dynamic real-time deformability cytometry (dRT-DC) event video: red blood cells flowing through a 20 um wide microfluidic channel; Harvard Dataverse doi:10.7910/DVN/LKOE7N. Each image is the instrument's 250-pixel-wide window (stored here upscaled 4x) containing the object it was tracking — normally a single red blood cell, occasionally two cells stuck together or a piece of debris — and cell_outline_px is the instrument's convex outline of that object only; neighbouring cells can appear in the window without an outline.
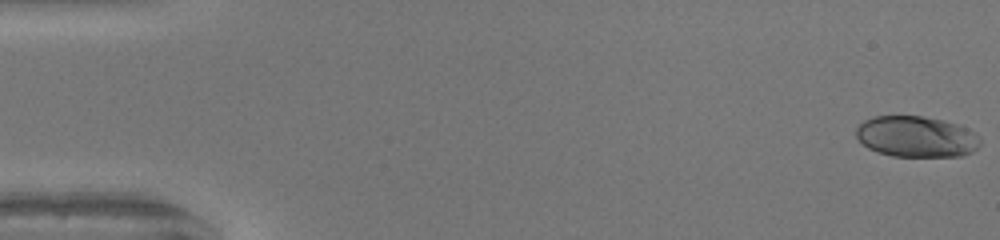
{"species": "human", "species_latin": "Homo sapiens", "temperature_condition": "warm", "stored_images_in_passage": 50, "camera_frame_rate_fps": 3000, "um_per_image_px": 0.085, "donor": {"sex": "female"}, "frame": {"image": 1, "passage_image": 1, "time_ms": 0.0, "image_size_px": [1000, 240], "cell_outline_px": [[980, 144], [972, 152], [960, 156], [892, 156], [876, 152], [868, 148], [856, 136], [856, 128], [864, 120], [872, 116], [924, 116], [956, 124], [968, 128], [980, 140]], "centroid_in_image_um": [77.85, 11.62], "position_along_channel_um": 7.1, "area_um2": 29.48}}
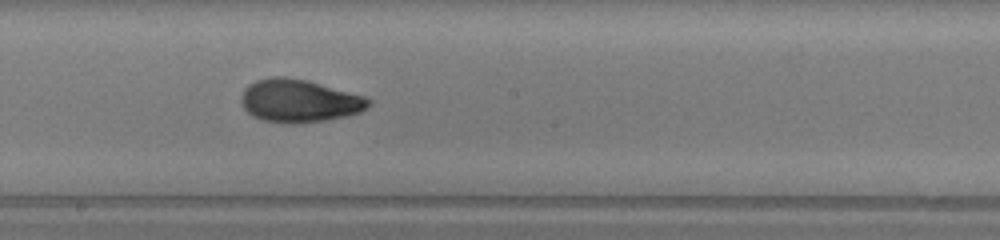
{"frame": {"image": 2, "passage_image": 28, "time_ms": 9.0, "image_size_px": [1000, 240], "cell_outline_px": [[372, 104], [368, 108], [360, 112], [348, 116], [300, 124], [296, 124], [264, 120], [252, 116], [244, 108], [240, 100], [240, 96], [244, 88], [248, 84], [256, 80], [272, 76], [284, 76], [308, 80], [364, 96], [372, 100]], "centroid_in_image_um": [25.43, 8.56], "position_along_channel_um": 222.8, "area_um2": 32.14}}
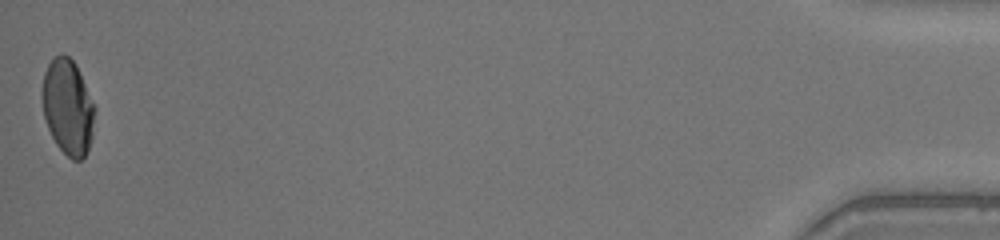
{"frame": {"image": 3, "passage_image": 50, "time_ms": 16.333, "image_size_px": [1000, 240], "cell_outline_px": [[96, 108], [92, 136], [88, 148], [84, 156], [80, 160], [72, 160], [56, 144], [48, 128], [44, 116], [40, 96], [40, 92], [44, 72], [48, 64], [60, 52], [68, 56], [76, 64]], "centroid_in_image_um": [5.75, 9.07], "position_along_channel_um": 429.5, "area_um2": 29.48}, "authors_computed_cell_mechanics": {"area_um2": 30.3161, "velocity_mm_per_s": 4.196, "shape_relaxation_time_tau1_ms": 7.0966, "shape_relaxation_time_tau2_ms": 0.7377, "deformation_change_tau1": 0.2506, "deformation_change_tau2": 0.041}}